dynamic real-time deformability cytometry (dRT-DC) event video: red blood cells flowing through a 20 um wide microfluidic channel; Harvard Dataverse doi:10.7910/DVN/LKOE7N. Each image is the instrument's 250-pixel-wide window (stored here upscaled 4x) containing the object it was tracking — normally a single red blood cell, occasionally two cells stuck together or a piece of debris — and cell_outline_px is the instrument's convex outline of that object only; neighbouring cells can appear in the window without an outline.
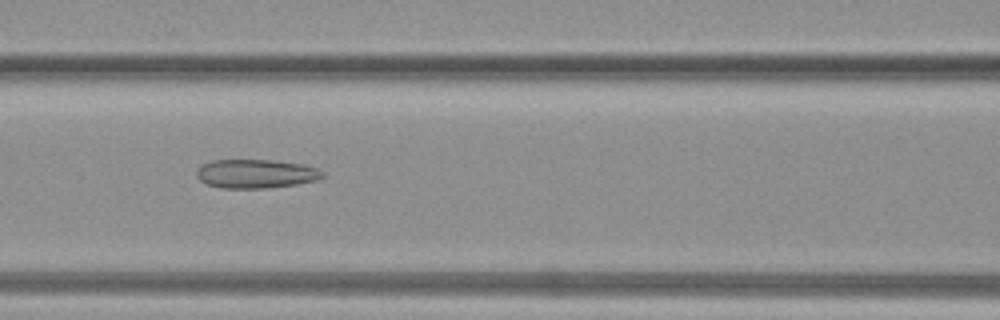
{"species": "common noctule bat (a hibernating species)", "species_latin": "Nyctalus noctula", "temperature_condition": "warm", "stored_images_in_passage": 27, "camera_frame_rate_fps": 3000, "um_per_image_px": 0.085, "animal": {"sex": "female", "body_mass_g": 19.3, "forearm_length_mm": 54.1}, "frame": {"image": 1, "passage_image": 6, "time_ms": 1.667, "image_size_px": [1000, 320], "cell_outline_px": [[324, 176], [320, 180], [296, 184], [264, 188], [220, 188], [204, 184], [196, 176], [196, 172], [204, 164], [212, 160], [272, 160], [304, 164], [316, 168], [324, 172]], "centroid_in_image_um": [21.77, 14.77], "position_along_channel_um": 144.8, "area_um2": 21.27}}
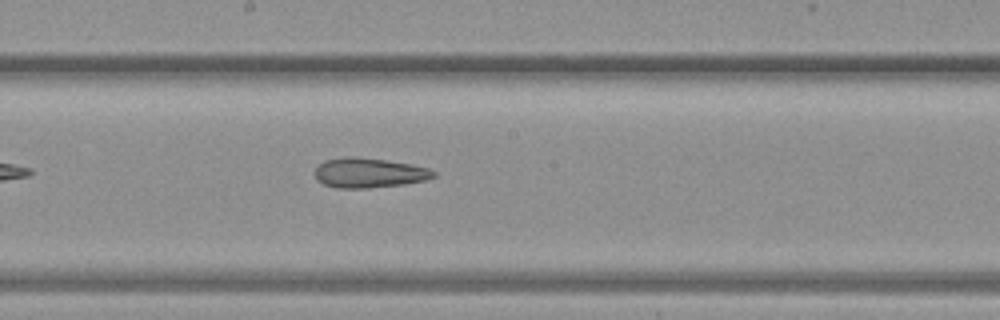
{"frame": {"image": 2, "passage_image": 10, "time_ms": 3.0, "image_size_px": [1000, 320], "cell_outline_px": [[436, 176], [424, 180], [404, 184], [368, 188], [336, 188], [324, 184], [316, 180], [316, 168], [324, 160], [344, 156], [356, 156], [412, 164], [428, 168], [436, 172]], "centroid_in_image_um": [31.35, 14.69], "position_along_channel_um": 216.8, "area_um2": 20.63}}
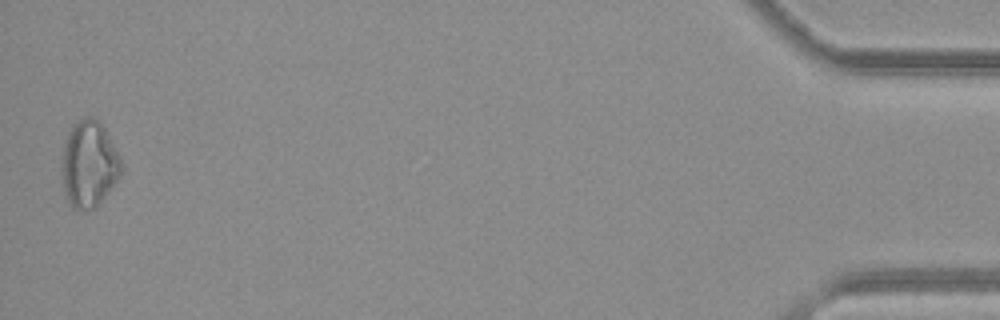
{"frame": {"image": 3, "passage_image": 27, "time_ms": 8.667, "image_size_px": [1000, 320], "cell_outline_px": [[124, 168], [120, 176], [96, 208], [72, 208], [68, 204], [60, 172], [60, 168], [64, 144], [68, 132], [72, 124], [84, 116], [92, 116], [100, 120], [120, 156]], "centroid_in_image_um": [7.56, 13.91], "position_along_channel_um": 427.6, "area_um2": 30.4}}